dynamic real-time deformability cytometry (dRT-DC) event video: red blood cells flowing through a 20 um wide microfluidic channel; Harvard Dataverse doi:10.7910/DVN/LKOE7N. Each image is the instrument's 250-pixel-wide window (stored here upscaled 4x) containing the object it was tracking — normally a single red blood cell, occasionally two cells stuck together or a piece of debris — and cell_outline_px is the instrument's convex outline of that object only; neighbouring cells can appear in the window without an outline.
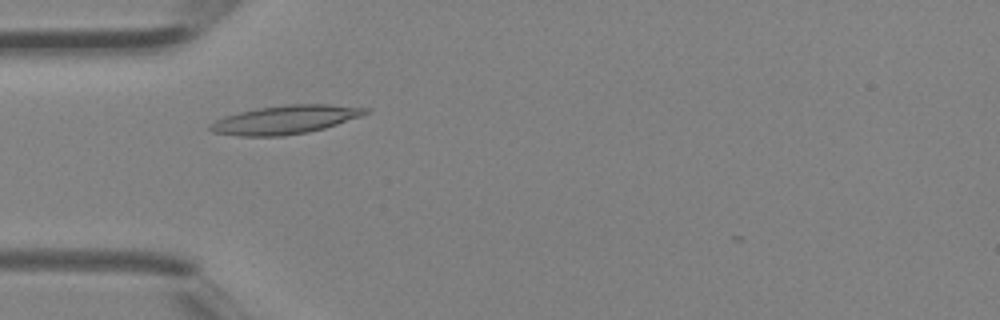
{"species": "Egyptian fruit bat (a non-hibernating species)", "species_latin": "Rousettus aegyptiacus", "temperature_condition": "room temperature", "stored_images_in_passage": 2, "camera_frame_rate_fps": 3000, "um_per_image_px": 0.085, "animal": {"sex": "female"}, "frame": {"image": 1, "passage_image": 2, "time_ms": 0.333, "image_size_px": [1000, 320], "cell_outline_px": [[372, 112], [324, 128], [308, 132], [284, 136], [240, 136], [212, 132], [208, 128], [208, 124], [224, 116], [240, 112], [260, 108], [284, 104], [328, 104], [372, 108]], "centroid_in_image_um": [24.26, 10.17], "position_along_channel_um": 60.7, "area_um2": 25.89}}